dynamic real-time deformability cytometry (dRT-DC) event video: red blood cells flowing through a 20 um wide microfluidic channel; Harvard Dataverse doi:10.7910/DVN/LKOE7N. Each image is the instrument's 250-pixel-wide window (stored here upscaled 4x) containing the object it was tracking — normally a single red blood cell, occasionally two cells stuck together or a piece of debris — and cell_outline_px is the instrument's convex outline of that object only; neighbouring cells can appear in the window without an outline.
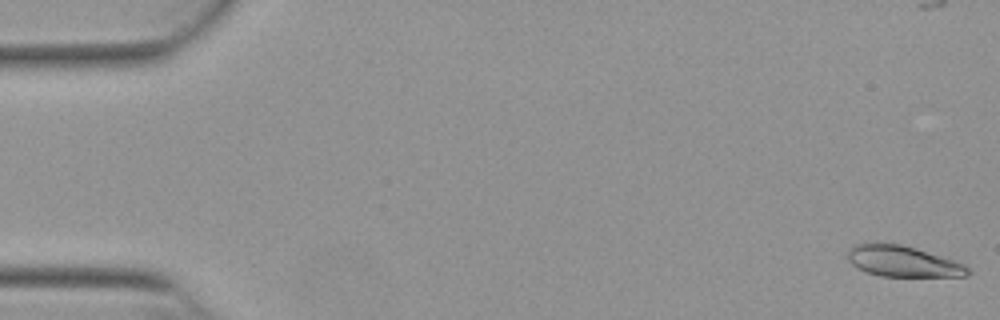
{"species": "Egyptian fruit bat (a non-hibernating species)", "species_latin": "Rousettus aegyptiacus", "temperature_condition": "warm", "stored_images_in_passage": 54, "camera_frame_rate_fps": 3000, "um_per_image_px": 0.085, "animal": {"sex": "female"}, "frame": {"image": 1, "passage_image": 1, "time_ms": 0.0, "image_size_px": [1000, 320], "cell_outline_px": [[972, 272], [968, 276], [880, 276], [856, 268], [848, 260], [848, 248], [856, 244], [900, 244], [916, 248], [964, 264]], "centroid_in_image_um": [76.74, 22.23], "position_along_channel_um": 8.3, "area_um2": 21.33}}
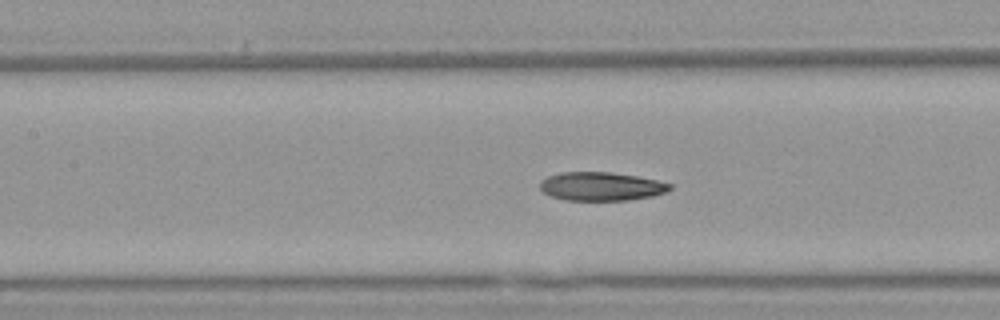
{"frame": {"image": 2, "passage_image": 24, "time_ms": 7.667, "image_size_px": [1000, 320], "cell_outline_px": [[672, 188], [668, 192], [652, 196], [628, 200], [564, 200], [552, 196], [544, 192], [540, 188], [540, 180], [548, 176], [560, 172], [612, 172], [636, 176], [656, 180], [672, 184]], "centroid_in_image_um": [51.11, 15.84], "position_along_channel_um": 156.3, "area_um2": 21.68}}
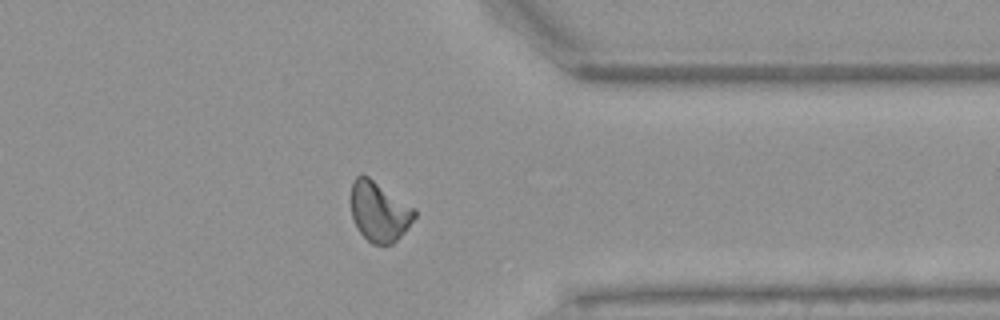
{"frame": {"image": 3, "passage_image": 42, "time_ms": 13.667, "image_size_px": [1000, 320], "cell_outline_px": [[416, 216], [404, 232], [392, 244], [372, 244], [356, 228], [352, 216], [352, 180], [356, 176], [368, 176], [416, 208]], "centroid_in_image_um": [32.25, 17.98], "position_along_channel_um": 379.2, "area_um2": 22.02}, "authors_computed_cell_mechanics": {"area_um2": 22.1952, "velocity_mm_per_s": 3.8559, "shape_relaxation_time_tau1_ms": null, "shape_relaxation_time_tau2_ms": 2.8918, "deformation_change_tau1": null, "deformation_change_tau2": 0.0926}}